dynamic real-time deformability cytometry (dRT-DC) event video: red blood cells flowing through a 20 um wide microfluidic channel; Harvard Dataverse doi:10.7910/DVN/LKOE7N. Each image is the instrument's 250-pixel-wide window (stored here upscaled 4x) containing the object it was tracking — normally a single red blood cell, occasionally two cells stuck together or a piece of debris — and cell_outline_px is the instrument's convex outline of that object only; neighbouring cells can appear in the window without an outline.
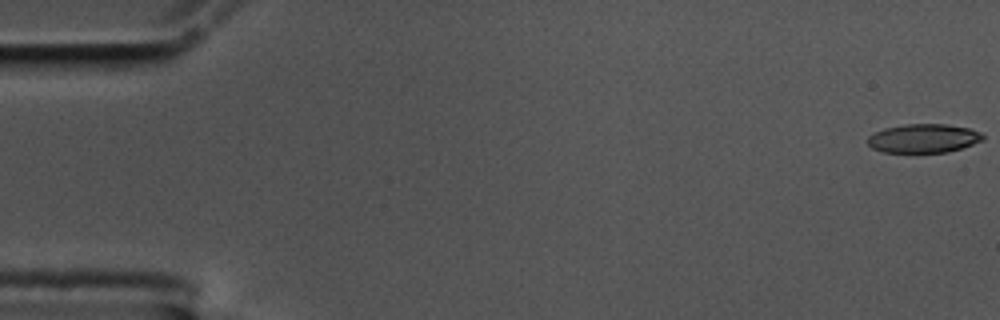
{"species": "common noctule bat (a hibernating species)", "species_latin": "Nyctalus noctula", "temperature_condition": "cold", "stored_images_in_passage": 58, "camera_frame_rate_fps": 3000, "um_per_image_px": 0.085, "animal": {"sex": "male", "body_mass_g": 17.5, "forearm_length_mm": 52.3}, "frame": {"image": 1, "passage_image": 1, "time_ms": 0.0, "image_size_px": [1000, 320], "cell_outline_px": [[984, 140], [948, 152], [884, 152], [872, 148], [868, 144], [868, 136], [884, 128], [904, 124], [948, 124], [968, 128], [980, 132], [984, 136]], "centroid_in_image_um": [78.5, 11.75], "position_along_channel_um": 6.5, "area_um2": 19.25}}
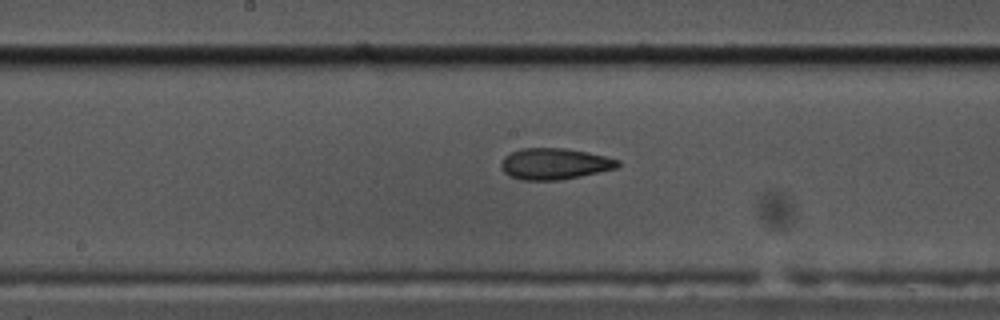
{"frame": {"image": 2, "passage_image": 30, "time_ms": 9.667, "image_size_px": [1000, 320], "cell_outline_px": [[620, 164], [616, 168], [560, 180], [520, 180], [508, 176], [504, 172], [500, 164], [504, 156], [520, 148], [564, 148], [588, 152], [620, 160]], "centroid_in_image_um": [47.1, 13.92], "position_along_channel_um": 201.1, "area_um2": 21.21}}
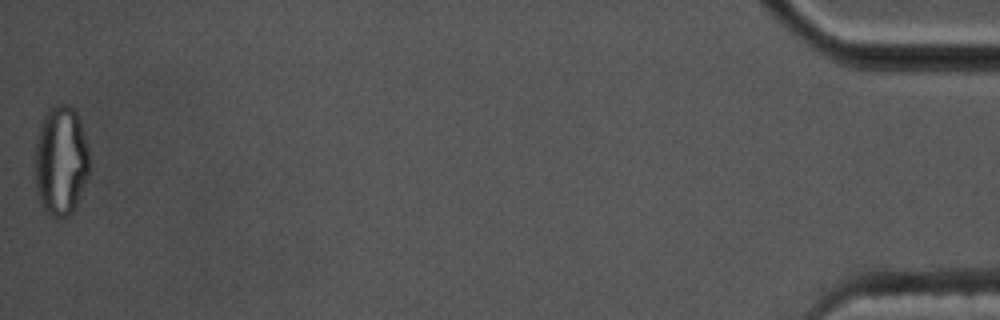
{"frame": {"image": 3, "passage_image": 58, "time_ms": 19.0, "image_size_px": [1000, 320], "cell_outline_px": [[88, 176], [76, 208], [68, 216], [60, 220], [56, 220], [48, 216], [40, 200], [36, 188], [36, 140], [40, 124], [48, 108], [56, 104], [68, 104], [76, 108], [88, 148]], "centroid_in_image_um": [5.18, 13.68], "position_along_channel_um": 430.0, "area_um2": 35.2}, "authors_computed_cell_mechanics": {"area_um2": 21.1548, "velocity_mm_per_s": 3.4942, "shape_relaxation_time_tau1_ms": 7.209, "shape_relaxation_time_tau2_ms": 2.8069, "deformation_change_tau1": 0.2022, "deformation_change_tau2": 0.1095}}